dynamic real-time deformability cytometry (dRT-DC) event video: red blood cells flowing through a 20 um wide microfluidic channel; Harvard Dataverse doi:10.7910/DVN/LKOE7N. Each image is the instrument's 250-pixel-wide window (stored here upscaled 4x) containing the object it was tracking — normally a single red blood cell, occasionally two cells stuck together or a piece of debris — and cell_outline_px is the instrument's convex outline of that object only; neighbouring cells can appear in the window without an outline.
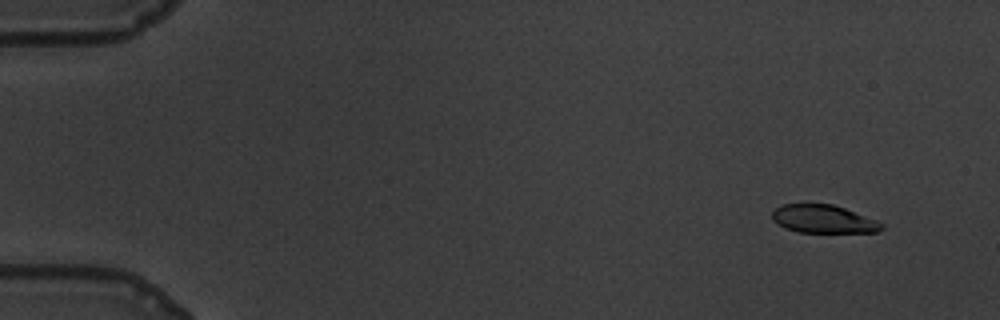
{"species": "common noctule bat (a hibernating species)", "species_latin": "Nyctalus noctula", "temperature_condition": "warm", "stored_images_in_passage": 61, "segment_of_instrument_passage": [1, 2], "camera_frame_rate_fps": 3000, "um_per_image_px": 0.085, "animal": {"sex": "male", "body_mass_g": 19.5, "forearm_length_mm": 54.6}, "frame": {"image": 1, "passage_image": 5, "time_ms": 1.333, "image_size_px": [1000, 320], "cell_outline_px": [[884, 228], [876, 232], [800, 232], [784, 228], [772, 220], [772, 212], [780, 204], [832, 204], [844, 208], [876, 220], [884, 224]], "centroid_in_image_um": [69.96, 18.62], "position_along_channel_um": 15.0, "area_um2": 17.86}}
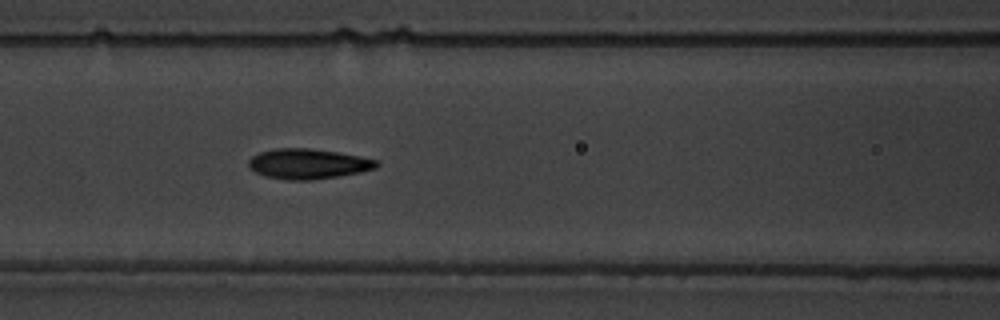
{"frame": {"image": 2, "passage_image": 27, "time_ms": 8.667, "image_size_px": [1000, 320], "cell_outline_px": [[380, 164], [376, 168], [360, 172], [340, 176], [308, 180], [288, 180], [264, 176], [256, 172], [248, 164], [248, 160], [252, 156], [260, 152], [276, 148], [308, 148], [336, 152], [360, 156], [380, 160]], "centroid_in_image_um": [26.22, 13.92], "position_along_channel_um": 140.4, "area_um2": 22.48}}
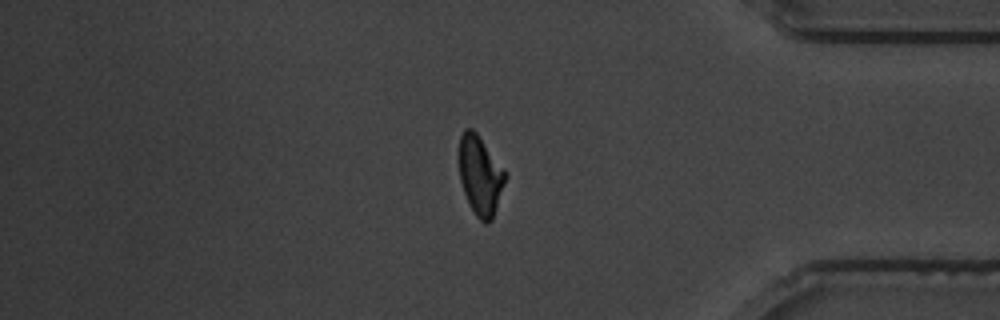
{"frame": {"image": 3, "passage_image": 51, "time_ms": 16.667, "image_size_px": [1000, 320], "cell_outline_px": [[508, 176], [492, 220], [484, 224], [476, 216], [468, 204], [460, 180], [460, 136], [464, 128], [472, 128], [476, 132], [504, 168]], "centroid_in_image_um": [40.84, 14.93], "position_along_channel_um": 394.4, "area_um2": 21.39}}